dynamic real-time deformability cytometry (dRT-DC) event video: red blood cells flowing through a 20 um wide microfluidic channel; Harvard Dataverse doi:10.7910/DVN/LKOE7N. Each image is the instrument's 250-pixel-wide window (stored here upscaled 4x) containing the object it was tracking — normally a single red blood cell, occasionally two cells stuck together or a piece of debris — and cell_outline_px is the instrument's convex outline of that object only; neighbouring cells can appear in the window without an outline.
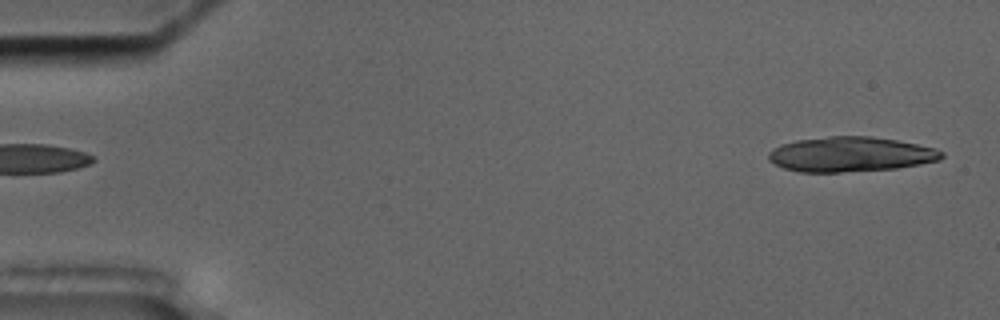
{"species": "common noctule bat (a hibernating species)", "species_latin": "Nyctalus noctula", "temperature_condition": "cold", "stored_images_in_passage": 15, "camera_frame_rate_fps": 3000, "um_per_image_px": 0.085, "animal": {"sex": "male", "body_mass_g": 17.5, "forearm_length_mm": 52.3}, "frame": {"image": 1, "passage_image": 1, "time_ms": 0.0, "image_size_px": [1000, 320], "cell_outline_px": [[944, 156], [940, 160], [920, 164], [896, 168], [840, 172], [800, 172], [784, 168], [768, 160], [768, 152], [772, 148], [780, 144], [796, 140], [828, 136], [872, 136], [896, 140], [936, 148], [944, 152]], "centroid_in_image_um": [72.28, 13.11], "position_along_channel_um": 12.7, "area_um2": 35.32}}